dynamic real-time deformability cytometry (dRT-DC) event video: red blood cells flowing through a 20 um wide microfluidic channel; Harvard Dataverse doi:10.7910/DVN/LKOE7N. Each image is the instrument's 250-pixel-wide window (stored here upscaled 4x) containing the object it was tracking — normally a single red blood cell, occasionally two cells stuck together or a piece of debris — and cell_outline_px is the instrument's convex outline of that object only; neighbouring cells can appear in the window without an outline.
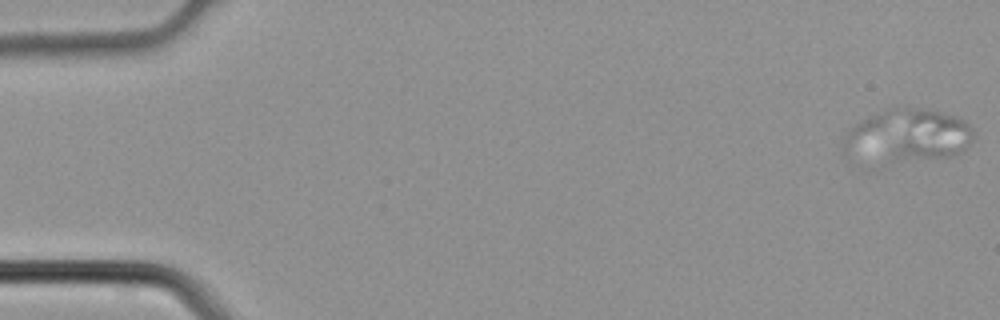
{"species": "common noctule bat (a hibernating species)", "species_latin": "Nyctalus noctula", "temperature_condition": "cold", "stored_images_in_passage": 4, "camera_frame_rate_fps": 3000, "um_per_image_px": 0.085, "animal": {"sex": "male", "body_mass_g": 21.5, "forearm_length_mm": 52.0}, "frame": {"image": 1, "passage_image": 1, "time_ms": 0.0, "image_size_px": [1000, 320], "cell_outline_px": [[972, 140], [964, 148], [948, 156], [880, 168], [876, 168], [848, 164], [840, 148], [844, 136], [860, 120], [888, 108], [928, 108], [956, 116], [964, 120], [972, 128]], "centroid_in_image_um": [76.89, 11.68], "position_along_channel_um": 8.1, "area_um2": 43.12}}
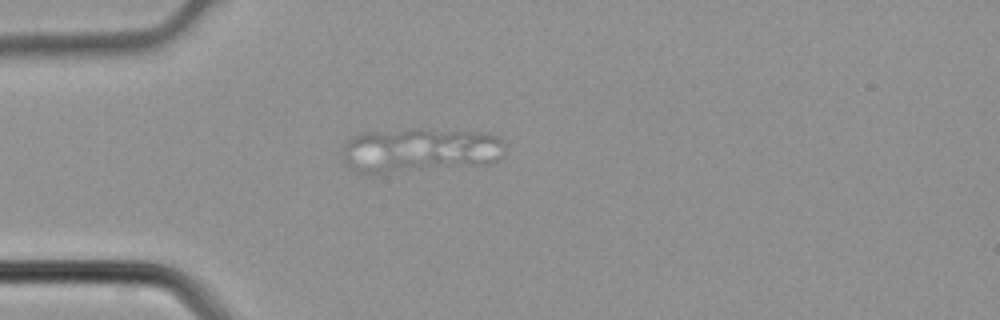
{"frame": {"image": 2, "passage_image": 4, "time_ms": 1.0, "image_size_px": [1000, 320], "cell_outline_px": [[500, 156], [496, 160], [484, 164], [376, 176], [364, 176], [352, 168], [344, 160], [344, 144], [352, 136], [360, 132], [416, 128], [420, 128], [488, 132], [496, 136], [500, 140]], "centroid_in_image_um": [35.58, 12.78], "position_along_channel_um": 49.4, "area_um2": 43.18}}